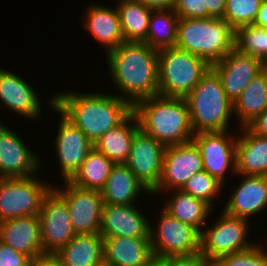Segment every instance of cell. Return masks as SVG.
Instances as JSON below:
<instances>
[{"mask_svg": "<svg viewBox=\"0 0 267 266\" xmlns=\"http://www.w3.org/2000/svg\"><path fill=\"white\" fill-rule=\"evenodd\" d=\"M105 56L115 95L132 106L158 95V50L145 42H123Z\"/></svg>", "mask_w": 267, "mask_h": 266, "instance_id": "cell-1", "label": "cell"}, {"mask_svg": "<svg viewBox=\"0 0 267 266\" xmlns=\"http://www.w3.org/2000/svg\"><path fill=\"white\" fill-rule=\"evenodd\" d=\"M54 95V106L94 145L107 131L122 123L133 106L111 93L63 90Z\"/></svg>", "mask_w": 267, "mask_h": 266, "instance_id": "cell-2", "label": "cell"}, {"mask_svg": "<svg viewBox=\"0 0 267 266\" xmlns=\"http://www.w3.org/2000/svg\"><path fill=\"white\" fill-rule=\"evenodd\" d=\"M140 128L165 146L192 141L187 102L184 97L156 95L133 106Z\"/></svg>", "mask_w": 267, "mask_h": 266, "instance_id": "cell-3", "label": "cell"}, {"mask_svg": "<svg viewBox=\"0 0 267 266\" xmlns=\"http://www.w3.org/2000/svg\"><path fill=\"white\" fill-rule=\"evenodd\" d=\"M185 100L194 134L230 130L229 123L235 116L233 103L227 97L220 77L212 68L200 79ZM232 116L233 119H230Z\"/></svg>", "mask_w": 267, "mask_h": 266, "instance_id": "cell-4", "label": "cell"}, {"mask_svg": "<svg viewBox=\"0 0 267 266\" xmlns=\"http://www.w3.org/2000/svg\"><path fill=\"white\" fill-rule=\"evenodd\" d=\"M234 38L235 30L223 18H179L175 47L212 65L234 49Z\"/></svg>", "mask_w": 267, "mask_h": 266, "instance_id": "cell-5", "label": "cell"}, {"mask_svg": "<svg viewBox=\"0 0 267 266\" xmlns=\"http://www.w3.org/2000/svg\"><path fill=\"white\" fill-rule=\"evenodd\" d=\"M211 65L177 47L158 50V95L186 97Z\"/></svg>", "mask_w": 267, "mask_h": 266, "instance_id": "cell-6", "label": "cell"}, {"mask_svg": "<svg viewBox=\"0 0 267 266\" xmlns=\"http://www.w3.org/2000/svg\"><path fill=\"white\" fill-rule=\"evenodd\" d=\"M219 214L211 226L203 228L200 237V252L213 263L224 255L247 250L257 243L249 240L250 221L223 210Z\"/></svg>", "mask_w": 267, "mask_h": 266, "instance_id": "cell-7", "label": "cell"}, {"mask_svg": "<svg viewBox=\"0 0 267 266\" xmlns=\"http://www.w3.org/2000/svg\"><path fill=\"white\" fill-rule=\"evenodd\" d=\"M52 184L41 181L38 173L29 177L0 178V221L39 215Z\"/></svg>", "mask_w": 267, "mask_h": 266, "instance_id": "cell-8", "label": "cell"}, {"mask_svg": "<svg viewBox=\"0 0 267 266\" xmlns=\"http://www.w3.org/2000/svg\"><path fill=\"white\" fill-rule=\"evenodd\" d=\"M154 219L156 225L149 221V240L153 255L168 257L174 255H191L200 251L201 233L194 227L171 216L163 208Z\"/></svg>", "mask_w": 267, "mask_h": 266, "instance_id": "cell-9", "label": "cell"}, {"mask_svg": "<svg viewBox=\"0 0 267 266\" xmlns=\"http://www.w3.org/2000/svg\"><path fill=\"white\" fill-rule=\"evenodd\" d=\"M230 131L200 132L194 134L192 141L198 147L204 170L226 188V174L236 175V142L238 136ZM235 134V135H234Z\"/></svg>", "mask_w": 267, "mask_h": 266, "instance_id": "cell-10", "label": "cell"}, {"mask_svg": "<svg viewBox=\"0 0 267 266\" xmlns=\"http://www.w3.org/2000/svg\"><path fill=\"white\" fill-rule=\"evenodd\" d=\"M50 96V101H47L48 107L60 115L59 122H57V134L54 136L55 141H53L55 143H53L55 156L58 157L57 163L59 162L60 165L61 179L67 181L79 170L94 145L76 125L54 106V96Z\"/></svg>", "mask_w": 267, "mask_h": 266, "instance_id": "cell-11", "label": "cell"}, {"mask_svg": "<svg viewBox=\"0 0 267 266\" xmlns=\"http://www.w3.org/2000/svg\"><path fill=\"white\" fill-rule=\"evenodd\" d=\"M64 185L53 184V189L65 200L76 234L100 233L103 208L101 191L85 189L72 184L69 180ZM63 188V189H62Z\"/></svg>", "mask_w": 267, "mask_h": 266, "instance_id": "cell-12", "label": "cell"}, {"mask_svg": "<svg viewBox=\"0 0 267 266\" xmlns=\"http://www.w3.org/2000/svg\"><path fill=\"white\" fill-rule=\"evenodd\" d=\"M166 146L139 128L125 163L150 194L158 187Z\"/></svg>", "mask_w": 267, "mask_h": 266, "instance_id": "cell-13", "label": "cell"}, {"mask_svg": "<svg viewBox=\"0 0 267 266\" xmlns=\"http://www.w3.org/2000/svg\"><path fill=\"white\" fill-rule=\"evenodd\" d=\"M202 170L204 168L201 154L193 141L166 146L162 176L151 197L163 196L167 191L181 189L194 174Z\"/></svg>", "mask_w": 267, "mask_h": 266, "instance_id": "cell-14", "label": "cell"}, {"mask_svg": "<svg viewBox=\"0 0 267 266\" xmlns=\"http://www.w3.org/2000/svg\"><path fill=\"white\" fill-rule=\"evenodd\" d=\"M43 253H56L76 235L65 200L52 188L39 213Z\"/></svg>", "mask_w": 267, "mask_h": 266, "instance_id": "cell-15", "label": "cell"}, {"mask_svg": "<svg viewBox=\"0 0 267 266\" xmlns=\"http://www.w3.org/2000/svg\"><path fill=\"white\" fill-rule=\"evenodd\" d=\"M0 118V178L29 177L39 172L42 158L34 152L29 143L6 126Z\"/></svg>", "mask_w": 267, "mask_h": 266, "instance_id": "cell-16", "label": "cell"}, {"mask_svg": "<svg viewBox=\"0 0 267 266\" xmlns=\"http://www.w3.org/2000/svg\"><path fill=\"white\" fill-rule=\"evenodd\" d=\"M33 85L28 83L22 75L0 66V105L16 113L17 116L29 120H43L42 99L38 96ZM37 92V93H36ZM9 108V109H8ZM41 116V117H40Z\"/></svg>", "mask_w": 267, "mask_h": 266, "instance_id": "cell-17", "label": "cell"}, {"mask_svg": "<svg viewBox=\"0 0 267 266\" xmlns=\"http://www.w3.org/2000/svg\"><path fill=\"white\" fill-rule=\"evenodd\" d=\"M139 206L104 204L101 214L102 237L149 238V218ZM147 217V218H146Z\"/></svg>", "mask_w": 267, "mask_h": 266, "instance_id": "cell-18", "label": "cell"}, {"mask_svg": "<svg viewBox=\"0 0 267 266\" xmlns=\"http://www.w3.org/2000/svg\"><path fill=\"white\" fill-rule=\"evenodd\" d=\"M222 82L227 97L234 103L246 85L262 71L261 60L233 49L211 65Z\"/></svg>", "mask_w": 267, "mask_h": 266, "instance_id": "cell-19", "label": "cell"}, {"mask_svg": "<svg viewBox=\"0 0 267 266\" xmlns=\"http://www.w3.org/2000/svg\"><path fill=\"white\" fill-rule=\"evenodd\" d=\"M236 176L240 177L239 184L235 186L236 189H233V192L231 190V195L228 196L221 210L231 216L253 222L252 216L260 215V212L262 213L263 210L266 212L267 209V176L241 174Z\"/></svg>", "mask_w": 267, "mask_h": 266, "instance_id": "cell-20", "label": "cell"}, {"mask_svg": "<svg viewBox=\"0 0 267 266\" xmlns=\"http://www.w3.org/2000/svg\"><path fill=\"white\" fill-rule=\"evenodd\" d=\"M0 241L30 260L43 254L39 215L0 221Z\"/></svg>", "mask_w": 267, "mask_h": 266, "instance_id": "cell-21", "label": "cell"}, {"mask_svg": "<svg viewBox=\"0 0 267 266\" xmlns=\"http://www.w3.org/2000/svg\"><path fill=\"white\" fill-rule=\"evenodd\" d=\"M83 15L82 25L98 44L103 46L104 52H109L125 42L121 30V23L117 7L105 5H88ZM110 7V8H109Z\"/></svg>", "mask_w": 267, "mask_h": 266, "instance_id": "cell-22", "label": "cell"}, {"mask_svg": "<svg viewBox=\"0 0 267 266\" xmlns=\"http://www.w3.org/2000/svg\"><path fill=\"white\" fill-rule=\"evenodd\" d=\"M236 174L267 176V138L255 134L248 127L238 129Z\"/></svg>", "mask_w": 267, "mask_h": 266, "instance_id": "cell-23", "label": "cell"}, {"mask_svg": "<svg viewBox=\"0 0 267 266\" xmlns=\"http://www.w3.org/2000/svg\"><path fill=\"white\" fill-rule=\"evenodd\" d=\"M100 191L103 203L110 205H137L138 197L142 193V195L145 193L149 197L151 196L125 163L113 165L110 175Z\"/></svg>", "mask_w": 267, "mask_h": 266, "instance_id": "cell-24", "label": "cell"}, {"mask_svg": "<svg viewBox=\"0 0 267 266\" xmlns=\"http://www.w3.org/2000/svg\"><path fill=\"white\" fill-rule=\"evenodd\" d=\"M103 249L112 266H144L153 256L149 238L103 237Z\"/></svg>", "mask_w": 267, "mask_h": 266, "instance_id": "cell-25", "label": "cell"}, {"mask_svg": "<svg viewBox=\"0 0 267 266\" xmlns=\"http://www.w3.org/2000/svg\"><path fill=\"white\" fill-rule=\"evenodd\" d=\"M165 193L168 194L163 196L164 203L160 202L163 204V209L171 216L196 228L201 233L206 226L205 223L210 221L208 219L213 212L212 208L203 200L194 198L181 189H174Z\"/></svg>", "mask_w": 267, "mask_h": 266, "instance_id": "cell-26", "label": "cell"}, {"mask_svg": "<svg viewBox=\"0 0 267 266\" xmlns=\"http://www.w3.org/2000/svg\"><path fill=\"white\" fill-rule=\"evenodd\" d=\"M267 109V71L262 70L233 103L238 128L247 127ZM238 116V117H237Z\"/></svg>", "mask_w": 267, "mask_h": 266, "instance_id": "cell-27", "label": "cell"}, {"mask_svg": "<svg viewBox=\"0 0 267 266\" xmlns=\"http://www.w3.org/2000/svg\"><path fill=\"white\" fill-rule=\"evenodd\" d=\"M139 128L138 119L132 112L122 123L107 131L94 147L114 164L126 163L134 134Z\"/></svg>", "mask_w": 267, "mask_h": 266, "instance_id": "cell-28", "label": "cell"}, {"mask_svg": "<svg viewBox=\"0 0 267 266\" xmlns=\"http://www.w3.org/2000/svg\"><path fill=\"white\" fill-rule=\"evenodd\" d=\"M103 237L100 233L76 234L55 254L64 266H94L103 260Z\"/></svg>", "mask_w": 267, "mask_h": 266, "instance_id": "cell-29", "label": "cell"}, {"mask_svg": "<svg viewBox=\"0 0 267 266\" xmlns=\"http://www.w3.org/2000/svg\"><path fill=\"white\" fill-rule=\"evenodd\" d=\"M125 42H146L151 9L139 1H123L117 5Z\"/></svg>", "mask_w": 267, "mask_h": 266, "instance_id": "cell-30", "label": "cell"}, {"mask_svg": "<svg viewBox=\"0 0 267 266\" xmlns=\"http://www.w3.org/2000/svg\"><path fill=\"white\" fill-rule=\"evenodd\" d=\"M113 165L112 161L93 147L79 170L69 181L81 188L100 191L104 187Z\"/></svg>", "mask_w": 267, "mask_h": 266, "instance_id": "cell-31", "label": "cell"}, {"mask_svg": "<svg viewBox=\"0 0 267 266\" xmlns=\"http://www.w3.org/2000/svg\"><path fill=\"white\" fill-rule=\"evenodd\" d=\"M178 20L173 9L152 10L145 43L156 50L175 47Z\"/></svg>", "mask_w": 267, "mask_h": 266, "instance_id": "cell-32", "label": "cell"}, {"mask_svg": "<svg viewBox=\"0 0 267 266\" xmlns=\"http://www.w3.org/2000/svg\"><path fill=\"white\" fill-rule=\"evenodd\" d=\"M234 49L239 53L259 58L267 53V29L253 24L235 30Z\"/></svg>", "mask_w": 267, "mask_h": 266, "instance_id": "cell-33", "label": "cell"}, {"mask_svg": "<svg viewBox=\"0 0 267 266\" xmlns=\"http://www.w3.org/2000/svg\"><path fill=\"white\" fill-rule=\"evenodd\" d=\"M224 185L220 183L217 179L209 175L205 170H202L194 174L181 188L185 193L192 195L194 198L203 200L211 208L214 205V201L221 196Z\"/></svg>", "mask_w": 267, "mask_h": 266, "instance_id": "cell-34", "label": "cell"}, {"mask_svg": "<svg viewBox=\"0 0 267 266\" xmlns=\"http://www.w3.org/2000/svg\"><path fill=\"white\" fill-rule=\"evenodd\" d=\"M263 0H226L223 19L236 30L253 24Z\"/></svg>", "mask_w": 267, "mask_h": 266, "instance_id": "cell-35", "label": "cell"}, {"mask_svg": "<svg viewBox=\"0 0 267 266\" xmlns=\"http://www.w3.org/2000/svg\"><path fill=\"white\" fill-rule=\"evenodd\" d=\"M256 243L251 248L220 257L215 266H267V248Z\"/></svg>", "mask_w": 267, "mask_h": 266, "instance_id": "cell-36", "label": "cell"}, {"mask_svg": "<svg viewBox=\"0 0 267 266\" xmlns=\"http://www.w3.org/2000/svg\"><path fill=\"white\" fill-rule=\"evenodd\" d=\"M173 11L179 18H204V0H175Z\"/></svg>", "mask_w": 267, "mask_h": 266, "instance_id": "cell-37", "label": "cell"}, {"mask_svg": "<svg viewBox=\"0 0 267 266\" xmlns=\"http://www.w3.org/2000/svg\"><path fill=\"white\" fill-rule=\"evenodd\" d=\"M30 259L0 241V266H30Z\"/></svg>", "mask_w": 267, "mask_h": 266, "instance_id": "cell-38", "label": "cell"}, {"mask_svg": "<svg viewBox=\"0 0 267 266\" xmlns=\"http://www.w3.org/2000/svg\"><path fill=\"white\" fill-rule=\"evenodd\" d=\"M169 266H212L214 263L200 251L191 255L168 256Z\"/></svg>", "mask_w": 267, "mask_h": 266, "instance_id": "cell-39", "label": "cell"}, {"mask_svg": "<svg viewBox=\"0 0 267 266\" xmlns=\"http://www.w3.org/2000/svg\"><path fill=\"white\" fill-rule=\"evenodd\" d=\"M226 0H204V18H223Z\"/></svg>", "mask_w": 267, "mask_h": 266, "instance_id": "cell-40", "label": "cell"}, {"mask_svg": "<svg viewBox=\"0 0 267 266\" xmlns=\"http://www.w3.org/2000/svg\"><path fill=\"white\" fill-rule=\"evenodd\" d=\"M30 266H64L54 253H43L30 261Z\"/></svg>", "mask_w": 267, "mask_h": 266, "instance_id": "cell-41", "label": "cell"}, {"mask_svg": "<svg viewBox=\"0 0 267 266\" xmlns=\"http://www.w3.org/2000/svg\"><path fill=\"white\" fill-rule=\"evenodd\" d=\"M247 127L255 134L267 138V109Z\"/></svg>", "mask_w": 267, "mask_h": 266, "instance_id": "cell-42", "label": "cell"}, {"mask_svg": "<svg viewBox=\"0 0 267 266\" xmlns=\"http://www.w3.org/2000/svg\"><path fill=\"white\" fill-rule=\"evenodd\" d=\"M151 10L173 9L175 0H137Z\"/></svg>", "mask_w": 267, "mask_h": 266, "instance_id": "cell-43", "label": "cell"}, {"mask_svg": "<svg viewBox=\"0 0 267 266\" xmlns=\"http://www.w3.org/2000/svg\"><path fill=\"white\" fill-rule=\"evenodd\" d=\"M253 25L267 29V0H263Z\"/></svg>", "mask_w": 267, "mask_h": 266, "instance_id": "cell-44", "label": "cell"}, {"mask_svg": "<svg viewBox=\"0 0 267 266\" xmlns=\"http://www.w3.org/2000/svg\"><path fill=\"white\" fill-rule=\"evenodd\" d=\"M144 266H169L168 257L153 255Z\"/></svg>", "mask_w": 267, "mask_h": 266, "instance_id": "cell-45", "label": "cell"}, {"mask_svg": "<svg viewBox=\"0 0 267 266\" xmlns=\"http://www.w3.org/2000/svg\"><path fill=\"white\" fill-rule=\"evenodd\" d=\"M261 66H262V70L267 71V53L261 59Z\"/></svg>", "mask_w": 267, "mask_h": 266, "instance_id": "cell-46", "label": "cell"}, {"mask_svg": "<svg viewBox=\"0 0 267 266\" xmlns=\"http://www.w3.org/2000/svg\"><path fill=\"white\" fill-rule=\"evenodd\" d=\"M94 266H112L109 262L105 261L104 259L95 264Z\"/></svg>", "mask_w": 267, "mask_h": 266, "instance_id": "cell-47", "label": "cell"}, {"mask_svg": "<svg viewBox=\"0 0 267 266\" xmlns=\"http://www.w3.org/2000/svg\"><path fill=\"white\" fill-rule=\"evenodd\" d=\"M123 1H136V0H118V3Z\"/></svg>", "mask_w": 267, "mask_h": 266, "instance_id": "cell-48", "label": "cell"}]
</instances>
